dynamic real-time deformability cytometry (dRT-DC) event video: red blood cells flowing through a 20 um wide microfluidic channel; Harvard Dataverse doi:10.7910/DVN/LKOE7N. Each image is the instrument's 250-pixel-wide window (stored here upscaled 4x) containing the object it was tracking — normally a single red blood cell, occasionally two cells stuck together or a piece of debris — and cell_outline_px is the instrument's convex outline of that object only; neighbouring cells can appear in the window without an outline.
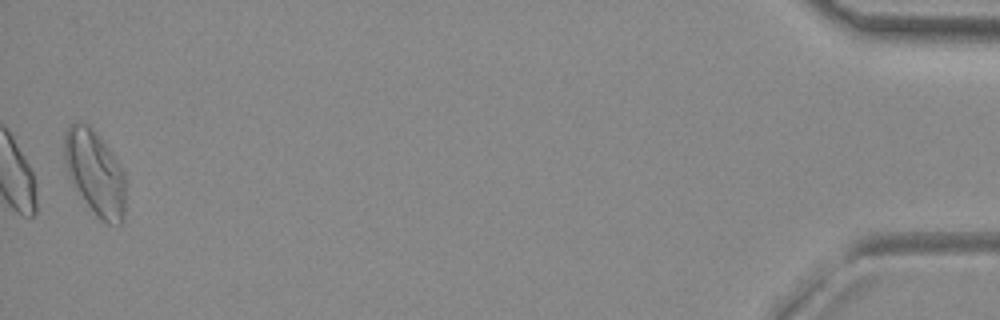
{"species": "common noctule bat (a hibernating species)", "species_latin": "Nyctalus noctula", "temperature_condition": "room temperature", "stored_images_in_passage": 50, "camera_frame_rate_fps": 3000, "um_per_image_px": 0.085, "animal": {"sex": "female", "body_mass_g": 29.2, "forearm_length_mm": 56.3}, "frame": {"image": 1, "passage_image": 50, "time_ms": 16.333, "image_size_px": [1000, 320], "cell_outline_px": [[124, 220], [120, 224], [108, 224], [100, 220], [96, 216], [72, 184], [68, 176], [64, 164], [64, 132], [76, 120], [80, 120], [88, 124], [112, 152], [120, 164], [124, 172]], "centroid_in_image_um": [8.05, 14.67], "position_along_channel_um": 427.1, "area_um2": 30.4}, "authors_computed_cell_mechanics": {"area_um2": 22.5998, "velocity_mm_per_s": 3.9981, "shape_relaxation_time_tau1_ms": 11.0849, "shape_relaxation_time_tau2_ms": 1.4283, "deformation_change_tau1": 0.1847, "deformation_change_tau2": 0.0851}}